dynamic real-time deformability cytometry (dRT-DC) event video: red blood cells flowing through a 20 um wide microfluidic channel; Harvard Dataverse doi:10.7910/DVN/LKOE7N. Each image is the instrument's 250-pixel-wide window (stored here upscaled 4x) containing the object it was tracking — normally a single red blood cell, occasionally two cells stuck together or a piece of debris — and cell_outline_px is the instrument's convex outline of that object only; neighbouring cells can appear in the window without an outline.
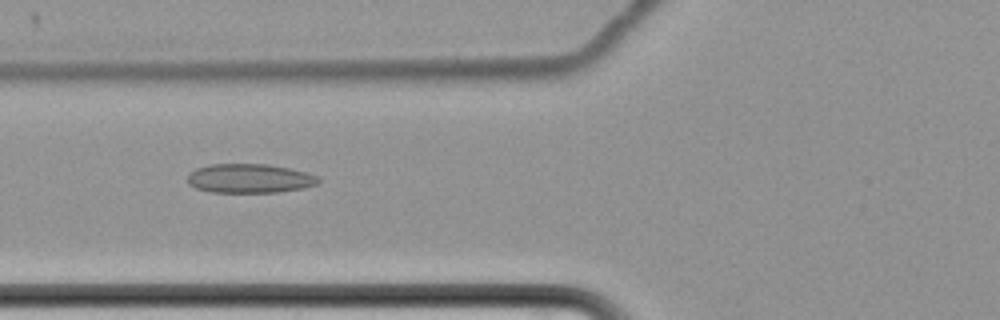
{"species": "common noctule bat (a hibernating species)", "species_latin": "Nyctalus noctula", "temperature_condition": "cold", "stored_images_in_passage": 56, "camera_frame_rate_fps": 3000, "um_per_image_px": 0.085, "animal": {"sex": "female", "body_mass_g": 22.7, "forearm_length_mm": 54.2}, "frame": {"image": 1, "passage_image": 20, "time_ms": 6.333, "image_size_px": [1000, 320], "cell_outline_px": [[320, 180], [316, 184], [304, 188], [276, 192], [208, 192], [196, 188], [188, 184], [188, 176], [196, 168], [208, 164], [268, 164], [308, 172], [320, 176]], "centroid_in_image_um": [21.23, 15.16], "position_along_channel_um": 104.6, "area_um2": 22.31}}
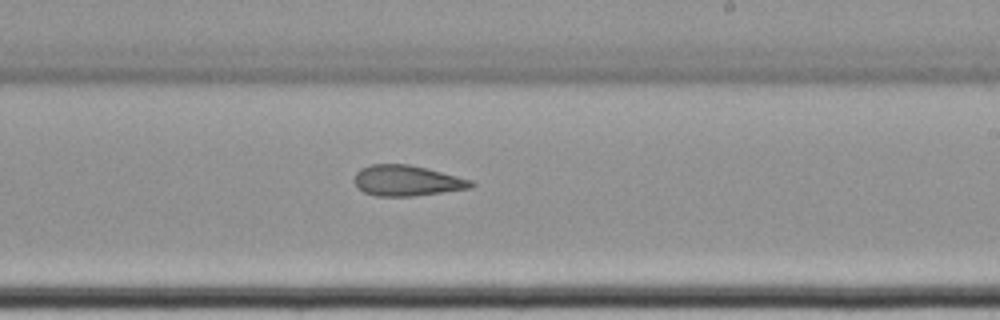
{"frame": {"image": 2, "passage_image": 33, "time_ms": 10.667, "image_size_px": [1000, 320], "cell_outline_px": [[476, 184], [472, 188], [444, 192], [412, 196], [376, 196], [364, 192], [352, 180], [356, 172], [360, 168], [372, 164], [408, 164], [428, 168], [472, 180]], "centroid_in_image_um": [34.6, 15.35], "position_along_channel_um": 254.4, "area_um2": 20.98}}
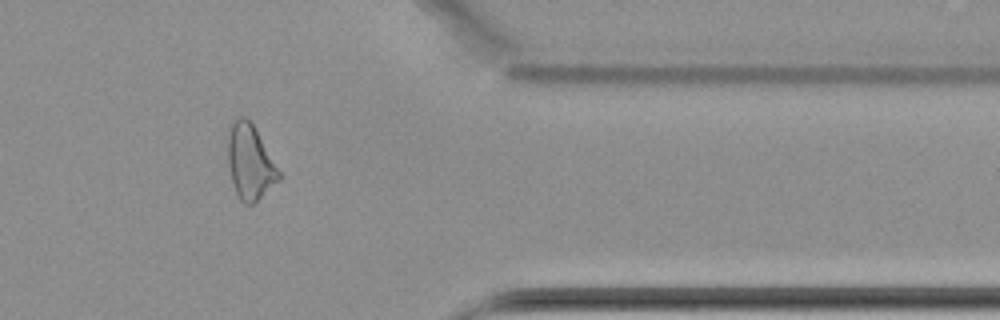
{"frame": {"image": 3, "passage_image": 46, "time_ms": 15.0, "image_size_px": [1000, 320], "cell_outline_px": [[280, 180], [256, 204], [244, 204], [240, 200], [236, 192], [232, 180], [228, 164], [228, 136], [232, 124], [240, 116], [244, 116], [252, 124], [280, 172]], "centroid_in_image_um": [21.26, 13.85], "position_along_channel_um": 390.1, "area_um2": 21.91}, "authors_computed_cell_mechanics": {"area_um2": 22.8021, "velocity_mm_per_s": 3.4506, "shape_relaxation_time_tau1_ms": null, "shape_relaxation_time_tau2_ms": 3.89, "deformation_change_tau1": null, "deformation_change_tau2": 0.1078}}